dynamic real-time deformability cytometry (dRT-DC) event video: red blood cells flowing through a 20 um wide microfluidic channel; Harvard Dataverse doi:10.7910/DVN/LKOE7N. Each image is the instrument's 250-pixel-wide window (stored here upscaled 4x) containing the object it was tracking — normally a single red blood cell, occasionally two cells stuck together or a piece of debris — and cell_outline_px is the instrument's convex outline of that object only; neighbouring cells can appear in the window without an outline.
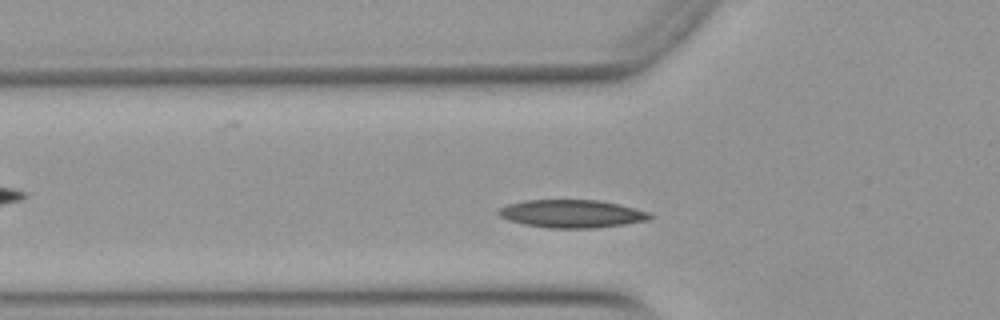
{"species": "Egyptian fruit bat (a non-hibernating species)", "species_latin": "Rousettus aegyptiacus", "temperature_condition": "warm", "stored_images_in_passage": 38, "camera_frame_rate_fps": 3000, "um_per_image_px": 0.085, "animal": {"sex": "female"}, "frame": {"image": 1, "passage_image": 10, "time_ms": 3.0, "image_size_px": [1000, 320], "cell_outline_px": [[656, 216], [652, 220], [596, 228], [548, 228], [524, 224], [508, 220], [500, 216], [496, 212], [496, 208], [508, 204], [524, 200], [600, 200], [620, 204], [648, 212]], "centroid_in_image_um": [48.62, 18.17], "position_along_channel_um": 77.2, "area_um2": 24.97}}
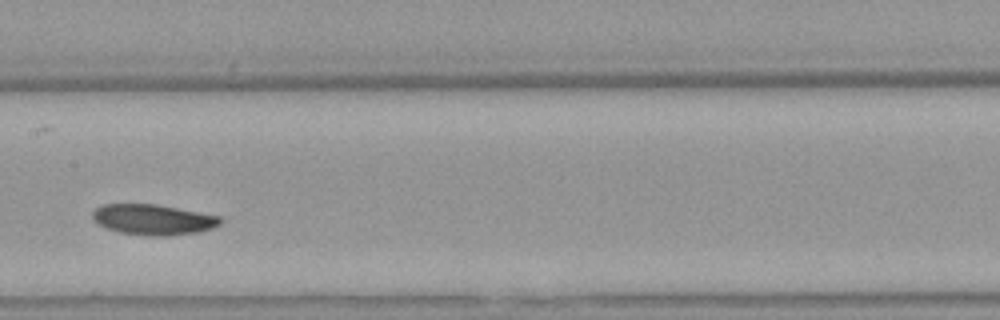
{"frame": {"image": 2, "passage_image": 19, "time_ms": 6.0, "image_size_px": [1000, 320], "cell_outline_px": [[224, 220], [220, 224], [212, 228], [200, 232], [172, 236], [144, 236], [116, 232], [104, 228], [96, 224], [92, 220], [92, 212], [96, 208], [104, 204], [156, 204], [220, 216]], "centroid_in_image_um": [12.99, 18.68], "position_along_channel_um": 194.4, "area_um2": 23.24}}
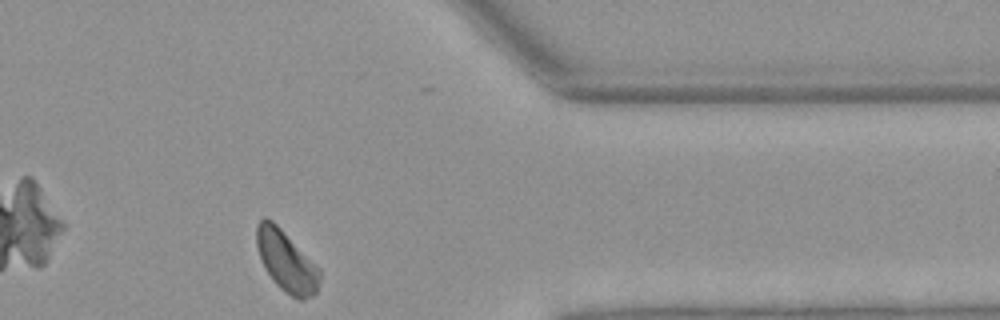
{"frame": {"image": 3, "passage_image": 35, "time_ms": 11.333, "image_size_px": [1000, 320], "cell_outline_px": [[320, 280], [316, 292], [312, 296], [304, 300], [300, 300], [284, 292], [276, 284], [264, 268], [256, 244], [256, 224], [264, 216], [272, 220], [320, 268]], "centroid_in_image_um": [24.33, 22.21], "position_along_channel_um": 387.1, "area_um2": 22.31}}